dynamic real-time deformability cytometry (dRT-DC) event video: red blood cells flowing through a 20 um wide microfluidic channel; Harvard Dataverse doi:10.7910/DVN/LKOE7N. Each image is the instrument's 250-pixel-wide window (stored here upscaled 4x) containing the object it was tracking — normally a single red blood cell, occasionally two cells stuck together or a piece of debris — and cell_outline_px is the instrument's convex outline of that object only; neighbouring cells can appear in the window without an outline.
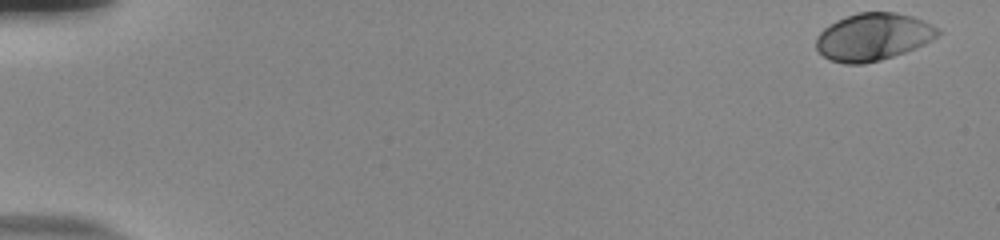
{"species": "human", "species_latin": "Homo sapiens", "temperature_condition": "room temperature", "stored_images_in_passage": 54, "camera_frame_rate_fps": 3000, "um_per_image_px": 0.085, "donor": {"sex": "male"}, "frame": {"image": 1, "passage_image": 1, "time_ms": 0.0, "image_size_px": [1000, 240], "cell_outline_px": [[944, 32], [932, 40], [924, 44], [904, 52], [880, 60], [864, 64], [844, 64], [828, 60], [816, 48], [816, 36], [828, 24], [836, 20], [856, 12], [896, 12], [912, 16], [932, 24], [940, 28]], "centroid_in_image_um": [74.22, 3.13], "position_along_channel_um": 10.8, "area_um2": 33.93}}
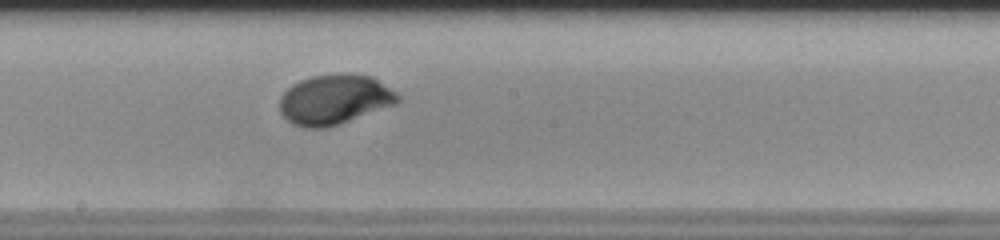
{"frame": {"image": 2, "passage_image": 31, "time_ms": 10.0, "image_size_px": [1000, 240], "cell_outline_px": [[400, 100], [396, 104], [340, 124], [324, 128], [304, 128], [292, 124], [280, 112], [280, 96], [292, 84], [300, 80], [312, 76], [348, 72], [372, 76], [396, 92], [400, 96]], "centroid_in_image_um": [28.44, 8.45], "position_along_channel_um": 219.8, "area_um2": 34.62}}
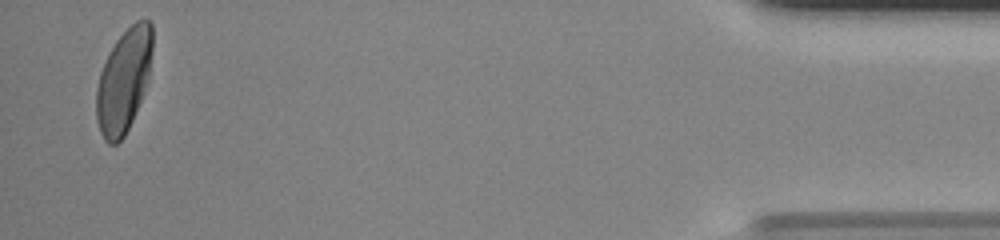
{"frame": {"image": 3, "passage_image": 53, "time_ms": 17.333, "image_size_px": [1000, 240], "cell_outline_px": [[152, 52], [148, 76], [144, 92], [132, 120], [124, 136], [116, 144], [108, 144], [104, 140], [100, 132], [96, 120], [96, 88], [100, 72], [116, 40], [136, 20], [148, 20], [152, 24]], "centroid_in_image_um": [10.5, 6.88], "position_along_channel_um": 424.7, "area_um2": 33.47}, "authors_computed_cell_mechanics": {"area_um2": 33.3795, "velocity_mm_per_s": 3.7855, "shape_relaxation_time_tau1_ms": 2.7238, "shape_relaxation_time_tau2_ms": null, "deformation_change_tau1": 0.1784, "deformation_change_tau2": null}}